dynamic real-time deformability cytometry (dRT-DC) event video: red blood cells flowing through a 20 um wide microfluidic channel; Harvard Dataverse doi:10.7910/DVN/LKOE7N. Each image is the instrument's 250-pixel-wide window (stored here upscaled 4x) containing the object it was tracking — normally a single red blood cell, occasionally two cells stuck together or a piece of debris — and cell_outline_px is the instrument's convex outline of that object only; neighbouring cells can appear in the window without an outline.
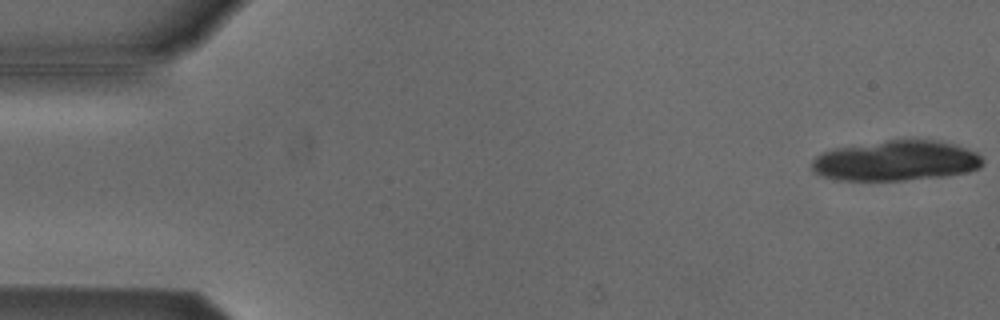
{"species": "Egyptian fruit bat (a non-hibernating species)", "species_latin": "Rousettus aegyptiacus", "temperature_condition": "cold", "stored_images_in_passage": 6, "camera_frame_rate_fps": 3000, "um_per_image_px": 0.085, "animal": {"sex": "male"}, "frame": {"image": 1, "passage_image": 1, "time_ms": 0.0, "image_size_px": [1000, 320], "cell_outline_px": [[984, 164], [980, 168], [968, 172], [948, 176], [904, 180], [836, 180], [820, 176], [812, 172], [812, 160], [820, 152], [836, 148], [888, 140], [940, 140], [976, 152], [984, 160]], "centroid_in_image_um": [76.15, 13.67], "position_along_channel_um": 8.8, "area_um2": 40.29}}
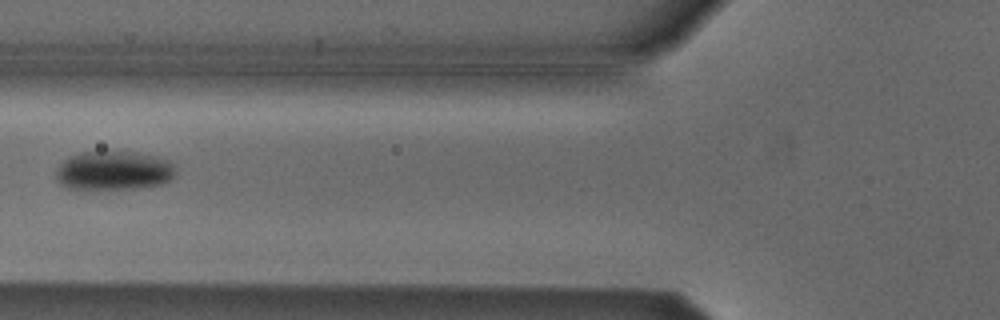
{"frame": {"image": 2, "passage_image": 6, "time_ms": 1.667, "image_size_px": [1000, 320], "cell_outline_px": [[176, 176], [172, 180], [164, 184], [136, 188], [68, 188], [60, 184], [56, 180], [56, 168], [68, 156], [80, 152], [136, 152], [156, 156], [172, 160], [176, 164]], "centroid_in_image_um": [9.74, 14.49], "position_along_channel_um": 116.1, "area_um2": 27.57}}